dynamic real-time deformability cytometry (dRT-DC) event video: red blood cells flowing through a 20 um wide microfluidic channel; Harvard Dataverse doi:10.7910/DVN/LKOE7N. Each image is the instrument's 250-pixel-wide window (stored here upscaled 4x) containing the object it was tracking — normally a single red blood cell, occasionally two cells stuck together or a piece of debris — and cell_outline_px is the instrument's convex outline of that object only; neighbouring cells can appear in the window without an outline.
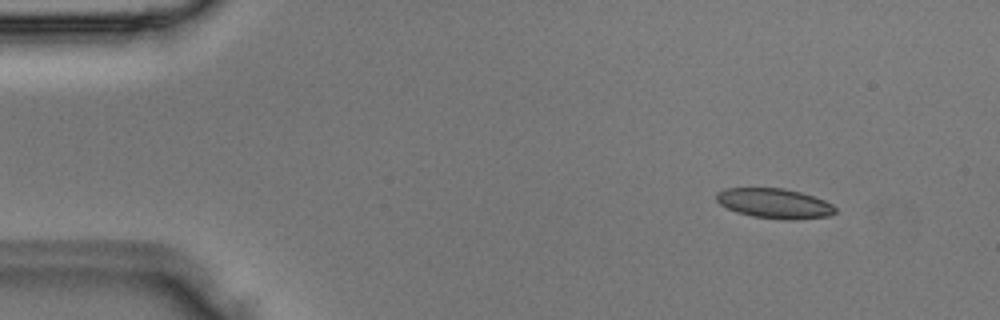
{"species": "Egyptian fruit bat (a non-hibernating species)", "species_latin": "Rousettus aegyptiacus", "temperature_condition": "room temperature", "stored_images_in_passage": 4, "camera_frame_rate_fps": 3000, "um_per_image_px": 0.085, "animal": {"sex": "male"}, "frame": {"image": 1, "passage_image": 2, "time_ms": 0.333, "image_size_px": [1000, 320], "cell_outline_px": [[836, 212], [828, 216], [796, 220], [780, 220], [752, 216], [736, 212], [720, 204], [716, 200], [716, 192], [724, 188], [784, 188], [800, 192], [824, 200], [832, 204], [836, 208]], "centroid_in_image_um": [65.82, 17.29], "position_along_channel_um": 19.2, "area_um2": 20.87}}